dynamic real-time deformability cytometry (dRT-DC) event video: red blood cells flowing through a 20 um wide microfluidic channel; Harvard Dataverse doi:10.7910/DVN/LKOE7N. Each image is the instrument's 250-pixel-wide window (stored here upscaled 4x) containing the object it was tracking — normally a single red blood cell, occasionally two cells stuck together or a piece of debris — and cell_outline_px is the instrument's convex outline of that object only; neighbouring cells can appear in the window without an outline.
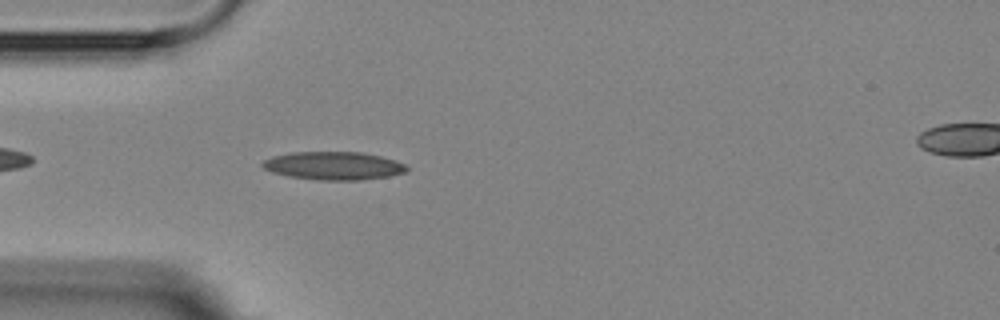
{"species": "Egyptian fruit bat (a non-hibernating species)", "species_latin": "Rousettus aegyptiacus", "temperature_condition": "room temperature", "stored_images_in_passage": 2, "segment_of_instrument_passage": [1, 2], "camera_frame_rate_fps": 3000, "um_per_image_px": 0.085, "animal": {"sex": "female"}, "frame": {"image": 1, "passage_image": 1, "time_ms": 0.0, "image_size_px": [1000, 320], "cell_outline_px": [[408, 168], [404, 172], [388, 176], [360, 180], [320, 180], [288, 176], [272, 172], [264, 168], [260, 164], [264, 160], [272, 156], [292, 152], [360, 152], [380, 156], [404, 164]], "centroid_in_image_um": [28.3, 14.09], "position_along_channel_um": 56.7, "area_um2": 23.41}}